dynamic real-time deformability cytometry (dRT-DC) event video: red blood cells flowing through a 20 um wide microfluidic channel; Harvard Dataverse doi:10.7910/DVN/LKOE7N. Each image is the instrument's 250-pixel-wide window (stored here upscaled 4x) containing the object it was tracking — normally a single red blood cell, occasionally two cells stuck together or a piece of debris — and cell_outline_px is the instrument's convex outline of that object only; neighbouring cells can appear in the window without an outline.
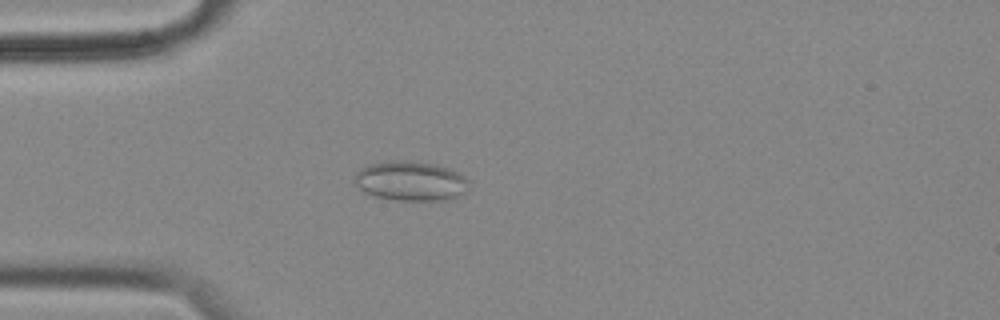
{"species": "common noctule bat (a hibernating species)", "species_latin": "Nyctalus noctula", "temperature_condition": "cold", "stored_images_in_passage": 56, "camera_frame_rate_fps": 3000, "um_per_image_px": 0.085, "animal": {"sex": "female", "body_mass_g": 18.4}, "frame": {"image": 1, "passage_image": 15, "time_ms": 4.667, "image_size_px": [1000, 320], "cell_outline_px": [[468, 180], [464, 192], [448, 200], [396, 200], [376, 196], [364, 192], [352, 184], [352, 180], [356, 172], [360, 168], [372, 164], [392, 160], [404, 160], [436, 164], [448, 168], [464, 176]], "centroid_in_image_um": [34.83, 15.38], "position_along_channel_um": 50.2, "area_um2": 26.36}}
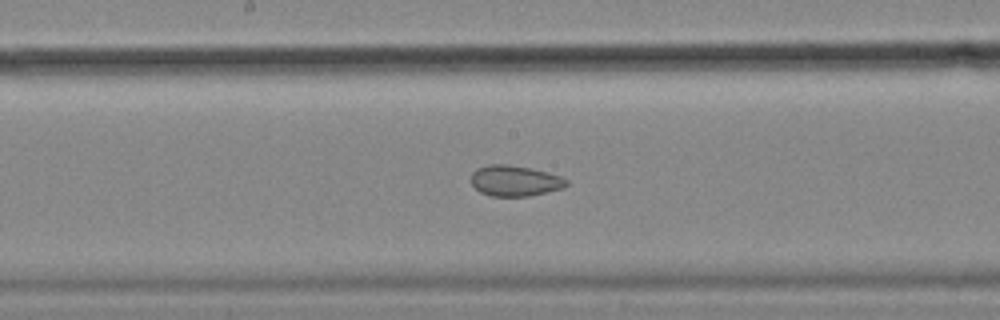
{"frame": {"image": 2, "passage_image": 29, "time_ms": 9.333, "image_size_px": [1000, 320], "cell_outline_px": [[568, 184], [564, 188], [528, 196], [492, 196], [480, 192], [472, 184], [472, 172], [476, 168], [488, 164], [508, 164], [532, 168], [560, 176], [568, 180]], "centroid_in_image_um": [43.76, 15.35], "position_along_channel_um": 204.4, "area_um2": 17.11}}
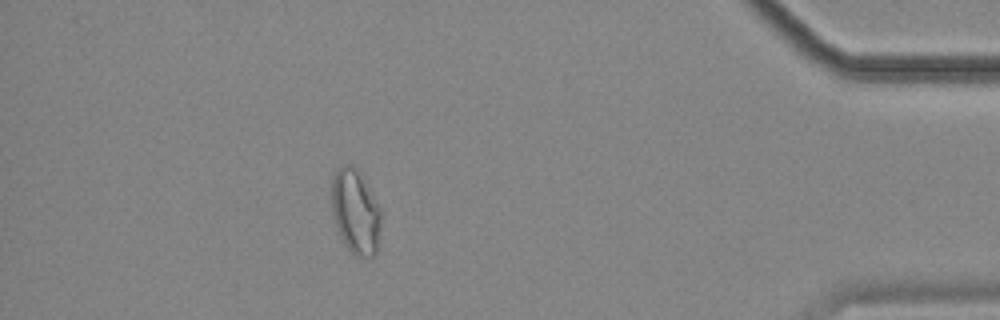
{"frame": {"image": 3, "passage_image": 50, "time_ms": 16.333, "image_size_px": [1000, 320], "cell_outline_px": [[380, 228], [376, 252], [372, 256], [356, 256], [344, 244], [336, 228], [332, 212], [332, 180], [336, 168], [344, 164], [352, 164], [360, 172], [380, 208]], "centroid_in_image_um": [30.2, 17.96], "position_along_channel_um": 405.0, "area_um2": 24.28}, "authors_computed_cell_mechanics": {"area_um2": 22.6576, "velocity_mm_per_s": 3.5327, "shape_relaxation_time_tau1_ms": null, "shape_relaxation_time_tau2_ms": 1.7998, "deformation_change_tau1": null, "deformation_change_tau2": 0.0693}}